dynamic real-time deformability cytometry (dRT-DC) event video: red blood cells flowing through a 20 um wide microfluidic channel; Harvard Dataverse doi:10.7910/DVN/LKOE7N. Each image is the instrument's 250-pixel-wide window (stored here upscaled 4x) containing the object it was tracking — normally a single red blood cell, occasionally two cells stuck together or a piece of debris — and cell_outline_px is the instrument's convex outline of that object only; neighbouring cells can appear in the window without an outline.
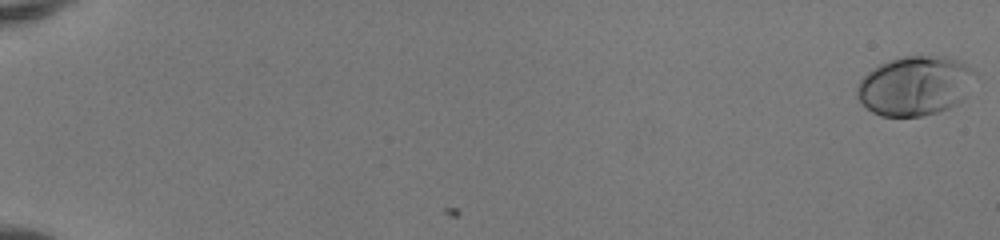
{"species": "human", "species_latin": "Homo sapiens", "temperature_condition": "room temperature", "stored_images_in_passage": 52, "camera_frame_rate_fps": 3000, "um_per_image_px": 0.085, "donor": {"sex": "female"}, "frame": {"image": 1, "passage_image": 1, "time_ms": 0.0, "image_size_px": [1000, 240], "cell_outline_px": [[980, 76], [964, 96], [956, 104], [948, 108], [936, 112], [920, 116], [880, 116], [872, 112], [856, 96], [856, 88], [860, 80], [872, 68], [888, 60], [900, 56], [944, 56], [956, 60], [972, 68]], "centroid_in_image_um": [77.79, 7.27], "position_along_channel_um": 7.2, "area_um2": 41.04}}
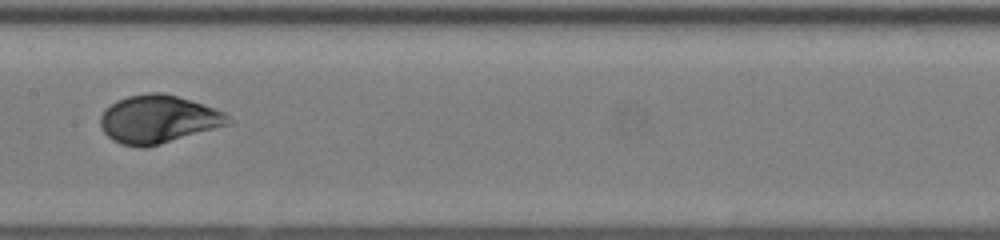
{"frame": {"image": 2, "passage_image": 30, "time_ms": 9.667, "image_size_px": [1000, 240], "cell_outline_px": [[236, 120], [228, 124], [160, 144], [144, 148], [140, 148], [120, 144], [112, 140], [104, 132], [100, 124], [100, 116], [116, 100], [128, 96], [148, 92], [160, 92], [176, 96], [204, 104], [224, 112]], "centroid_in_image_um": [13.45, 10.14], "position_along_channel_um": 194.0, "area_um2": 35.6}}
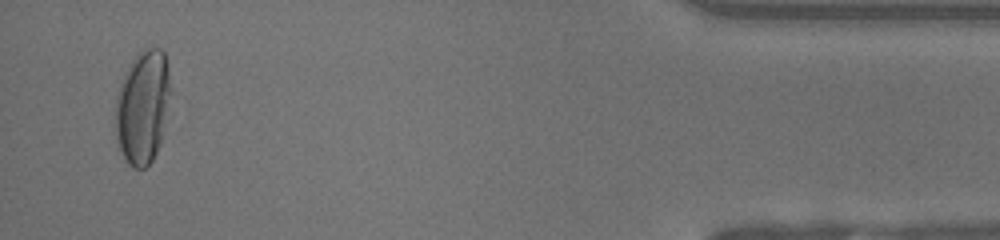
{"frame": {"image": 3, "passage_image": 51, "time_ms": 16.667, "image_size_px": [1000, 240], "cell_outline_px": [[172, 92], [160, 144], [152, 160], [144, 168], [132, 168], [128, 164], [116, 140], [116, 100], [120, 84], [124, 72], [132, 60], [144, 48], [160, 48], [164, 52], [168, 64]], "centroid_in_image_um": [12.16, 9.06], "position_along_channel_um": 423.0, "area_um2": 36.7}, "authors_computed_cell_mechanics": {"area_um2": 35.2869, "velocity_mm_per_s": 4.1357, "shape_relaxation_time_tau1_ms": 4.9693, "shape_relaxation_time_tau2_ms": null, "deformation_change_tau1": 0.2152, "deformation_change_tau2": null}}